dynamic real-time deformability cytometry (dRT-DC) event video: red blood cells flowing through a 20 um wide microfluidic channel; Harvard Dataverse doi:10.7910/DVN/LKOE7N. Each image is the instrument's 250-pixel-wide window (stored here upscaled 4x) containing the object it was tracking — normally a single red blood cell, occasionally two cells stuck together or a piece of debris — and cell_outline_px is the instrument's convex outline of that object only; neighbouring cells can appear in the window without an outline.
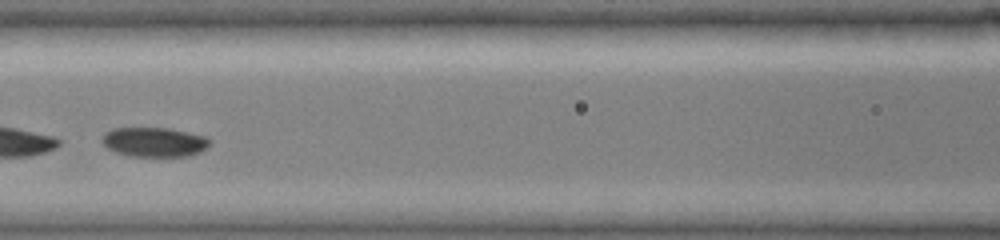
{"species": "common noctule bat (a hibernating species)", "species_latin": "Nyctalus noctula", "temperature_condition": "cold", "stored_images_in_passage": 85, "camera_frame_rate_fps": 3000, "um_per_image_px": 0.085, "animal": {"sex": "female", "body_mass_g": 19.0, "forearm_length_mm": 51.5}, "frame": {"image": 1, "passage_image": 39, "time_ms": 5.667, "image_size_px": [1000, 240], "cell_outline_px": [[212, 140], [200, 152], [188, 156], [132, 156], [116, 152], [108, 148], [100, 140], [104, 132], [112, 128], [168, 128], [208, 136]], "centroid_in_image_um": [13.11, 12.06], "position_along_channel_um": 153.5, "area_um2": 18.55}}
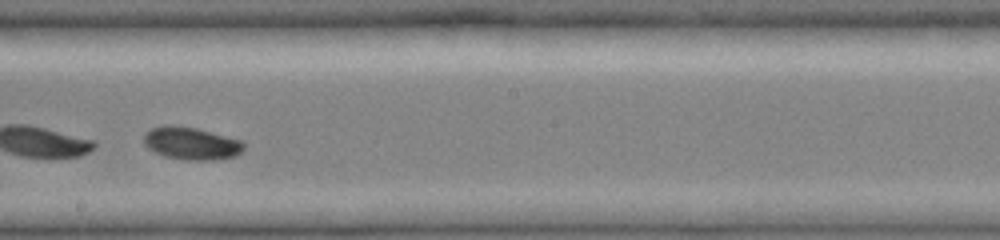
{"frame": {"image": 2, "passage_image": 54, "time_ms": 7.667, "image_size_px": [1000, 240], "cell_outline_px": [[244, 148], [236, 156], [216, 160], [184, 160], [164, 156], [148, 148], [144, 144], [144, 132], [152, 128], [164, 124], [172, 124], [196, 128], [244, 140]], "centroid_in_image_um": [16.26, 12.17], "position_along_channel_um": 231.9, "area_um2": 19.31}, "authors_computed_cell_mechanics": {"area_um2": 18.9006, "velocity_mm_per_s": 3.9391, "shape_relaxation_time_tau1_ms": 3.912, "shape_relaxation_time_tau2_ms": null, "deformation_change_tau1": 0.1181, "deformation_change_tau2": null}}